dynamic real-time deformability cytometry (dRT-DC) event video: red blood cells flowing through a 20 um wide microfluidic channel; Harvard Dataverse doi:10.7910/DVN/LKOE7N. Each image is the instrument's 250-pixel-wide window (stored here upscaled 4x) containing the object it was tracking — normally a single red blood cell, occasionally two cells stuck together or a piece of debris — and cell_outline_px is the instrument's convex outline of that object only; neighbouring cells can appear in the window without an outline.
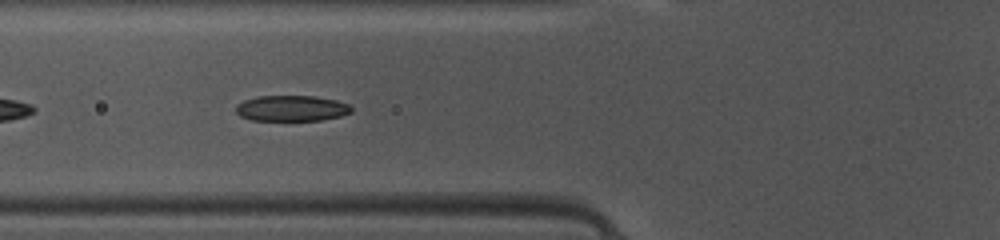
{"species": "common noctule bat (a hibernating species)", "species_latin": "Nyctalus noctula", "temperature_condition": "warm", "stored_images_in_passage": 35, "camera_frame_rate_fps": 3000, "um_per_image_px": 0.085, "animal": {"sex": "female", "body_mass_g": 10.0, "forearm_length_mm": 53.1}, "frame": {"image": 1, "passage_image": 5, "time_ms": 1.333, "image_size_px": [1000, 240], "cell_outline_px": [[352, 112], [340, 116], [320, 120], [252, 120], [240, 116], [236, 112], [236, 104], [244, 100], [256, 96], [312, 96], [336, 100], [348, 104], [352, 108]], "centroid_in_image_um": [24.76, 9.2], "position_along_channel_um": 101.0, "area_um2": 17.28}}
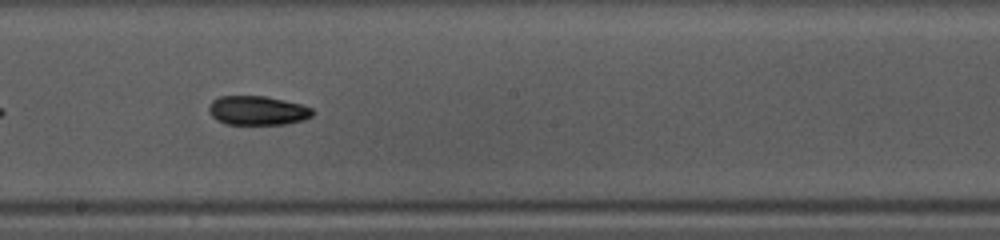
{"frame": {"image": 2, "passage_image": 14, "time_ms": 4.333, "image_size_px": [1000, 240], "cell_outline_px": [[312, 116], [304, 120], [284, 124], [224, 124], [216, 120], [208, 112], [208, 104], [212, 100], [220, 96], [264, 96], [284, 100], [300, 104], [312, 108]], "centroid_in_image_um": [21.84, 9.39], "position_along_channel_um": 226.4, "area_um2": 17.69}}
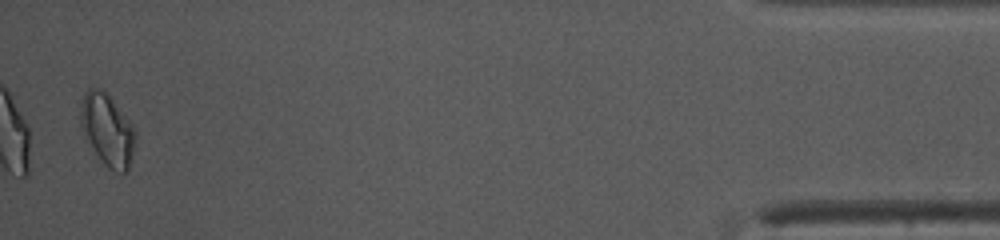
{"frame": {"image": 3, "passage_image": 34, "time_ms": 11.0, "image_size_px": [1000, 240], "cell_outline_px": [[136, 140], [128, 172], [124, 176], [108, 168], [104, 164], [84, 136], [80, 128], [80, 104], [88, 88], [96, 88], [104, 92], [112, 100], [132, 124], [136, 132]], "centroid_in_image_um": [9.14, 11.1], "position_along_channel_um": 426.1, "area_um2": 22.95}, "authors_computed_cell_mechanics": {"area_um2": 17.9758, "velocity_mm_per_s": 4.1487, "shape_relaxation_time_tau1_ms": 5.1243, "shape_relaxation_time_tau2_ms": 4.7403, "deformation_change_tau1": 0.1133, "deformation_change_tau2": 0.0827}}